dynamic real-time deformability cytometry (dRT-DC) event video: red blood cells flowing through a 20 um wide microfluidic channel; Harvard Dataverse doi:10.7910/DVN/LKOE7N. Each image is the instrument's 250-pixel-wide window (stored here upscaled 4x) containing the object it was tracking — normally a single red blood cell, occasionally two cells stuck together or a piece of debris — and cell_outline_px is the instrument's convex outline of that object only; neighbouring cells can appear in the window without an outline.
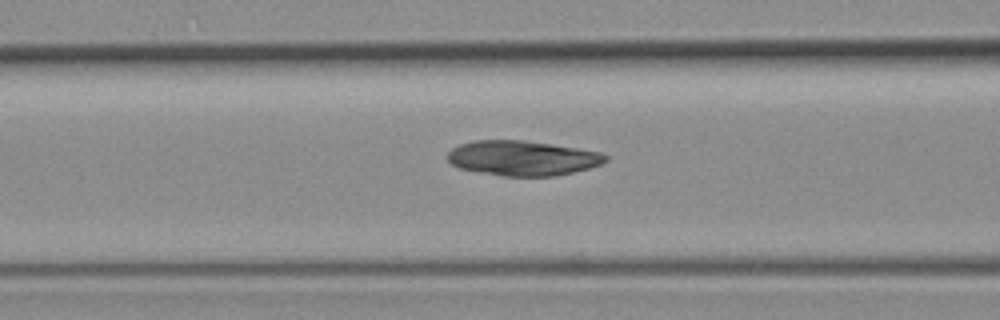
{"species": "common noctule bat (a hibernating species)", "species_latin": "Nyctalus noctula", "temperature_condition": "room temperature", "stored_images_in_passage": 39, "camera_frame_rate_fps": 3000, "um_per_image_px": 0.085, "animal": {"sex": "female", "body_mass_g": 19.3, "forearm_length_mm": 54.1}, "frame": {"image": 1, "passage_image": 10, "time_ms": 3.0, "image_size_px": [1000, 320], "cell_outline_px": [[608, 160], [600, 164], [588, 168], [572, 172], [552, 176], [500, 176], [460, 168], [452, 164], [448, 160], [448, 152], [452, 148], [460, 144], [472, 140], [524, 140], [552, 144], [600, 152], [608, 156]], "centroid_in_image_um": [44.39, 13.43], "position_along_channel_um": 122.2, "area_um2": 32.02}}
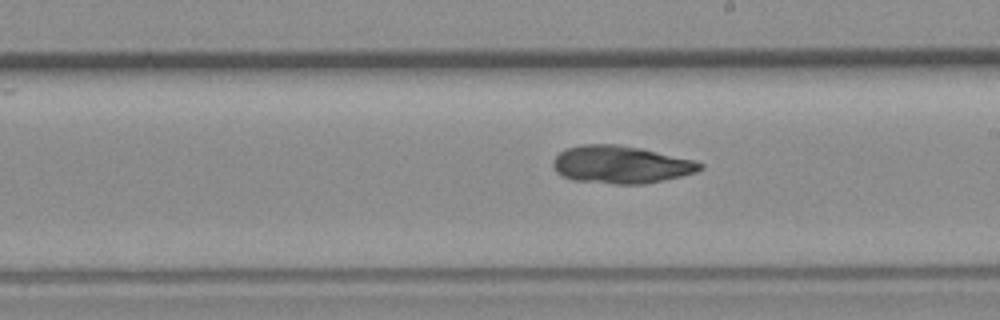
{"frame": {"image": 2, "passage_image": 19, "time_ms": 6.0, "image_size_px": [1000, 320], "cell_outline_px": [[704, 168], [696, 172], [664, 180], [644, 184], [612, 184], [572, 180], [556, 172], [552, 164], [552, 160], [564, 148], [584, 144], [616, 144], [640, 148], [692, 160], [704, 164]], "centroid_in_image_um": [52.74, 13.99], "position_along_channel_um": 236.3, "area_um2": 32.19}}
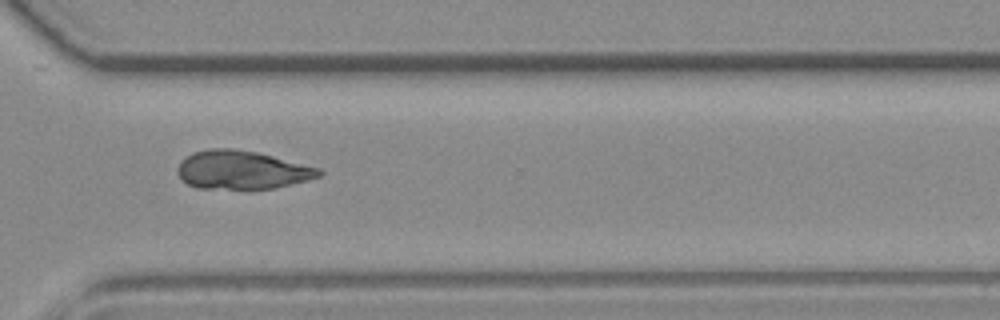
{"frame": {"image": 3, "passage_image": 28, "time_ms": 9.0, "image_size_px": [1000, 320], "cell_outline_px": [[324, 172], [320, 176], [308, 180], [276, 188], [248, 192], [196, 188], [188, 184], [176, 172], [176, 168], [192, 152], [208, 148], [232, 148], [256, 152], [320, 168]], "centroid_in_image_um": [20.56, 14.5], "position_along_channel_um": 350.0, "area_um2": 32.6}}